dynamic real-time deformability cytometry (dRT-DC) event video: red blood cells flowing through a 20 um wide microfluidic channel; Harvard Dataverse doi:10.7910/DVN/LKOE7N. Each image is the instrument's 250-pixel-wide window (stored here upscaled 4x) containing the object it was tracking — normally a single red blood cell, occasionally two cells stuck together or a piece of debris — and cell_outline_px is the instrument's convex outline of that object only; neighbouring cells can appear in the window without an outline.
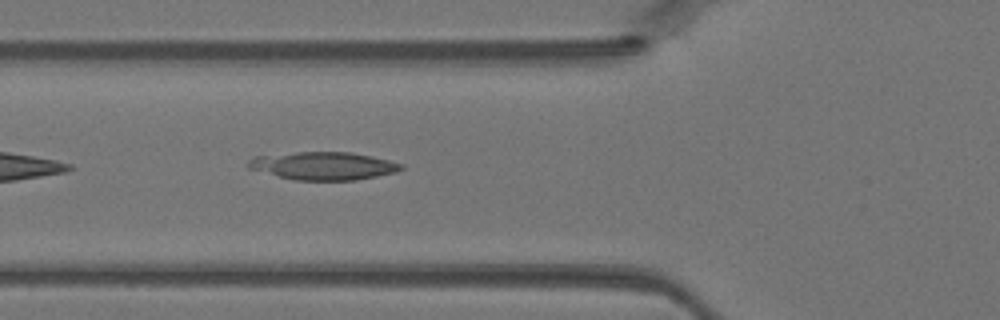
{"species": "Egyptian fruit bat (a non-hibernating species)", "species_latin": "Rousettus aegyptiacus", "temperature_condition": "warm", "stored_images_in_passage": 32, "camera_frame_rate_fps": 3000, "um_per_image_px": 0.085, "animal": {"sex": "female"}, "frame": {"image": 1, "passage_image": 4, "time_ms": 1.0, "image_size_px": [1000, 320], "cell_outline_px": [[404, 168], [396, 172], [356, 180], [296, 180], [248, 168], [248, 160], [256, 156], [296, 152], [352, 152], [372, 156], [404, 164]], "centroid_in_image_um": [27.53, 14.09], "position_along_channel_um": 98.3, "area_um2": 24.68}}
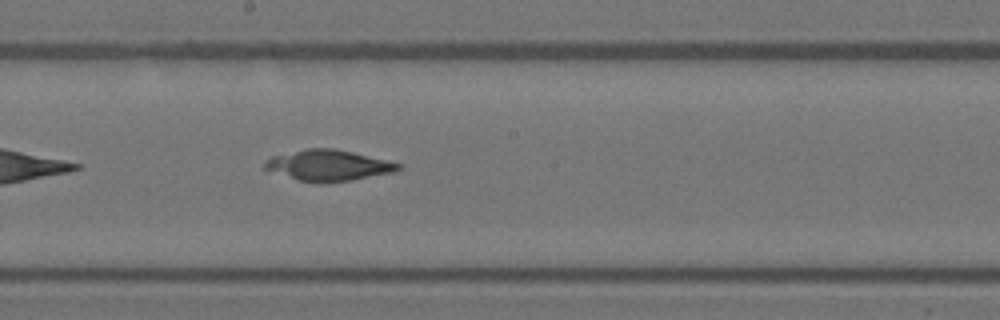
{"frame": {"image": 2, "passage_image": 12, "time_ms": 3.667, "image_size_px": [1000, 320], "cell_outline_px": [[404, 168], [392, 172], [348, 180], [300, 180], [264, 168], [264, 160], [272, 156], [308, 148], [332, 148], [352, 152], [404, 164]], "centroid_in_image_um": [27.95, 14.01], "position_along_channel_um": 220.2, "area_um2": 23.0}}
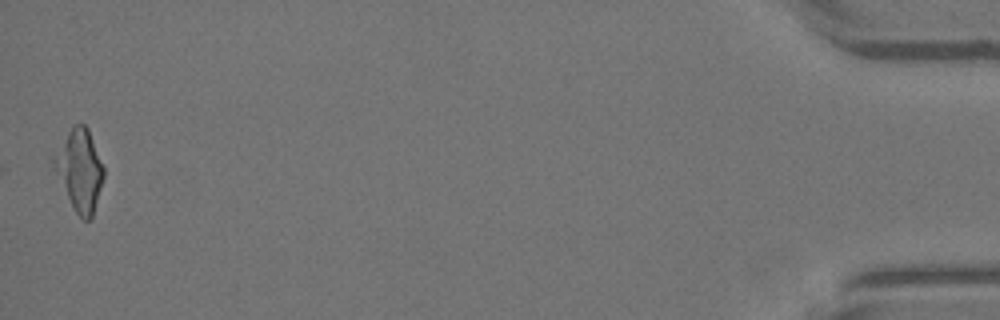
{"frame": {"image": 3, "passage_image": 32, "time_ms": 10.333, "image_size_px": [1000, 320], "cell_outline_px": [[104, 176], [92, 216], [88, 220], [84, 220], [76, 212], [52, 164], [52, 160], [72, 124], [84, 124], [88, 128], [104, 168]], "centroid_in_image_um": [6.79, 14.42], "position_along_channel_um": 428.4, "area_um2": 22.72}}